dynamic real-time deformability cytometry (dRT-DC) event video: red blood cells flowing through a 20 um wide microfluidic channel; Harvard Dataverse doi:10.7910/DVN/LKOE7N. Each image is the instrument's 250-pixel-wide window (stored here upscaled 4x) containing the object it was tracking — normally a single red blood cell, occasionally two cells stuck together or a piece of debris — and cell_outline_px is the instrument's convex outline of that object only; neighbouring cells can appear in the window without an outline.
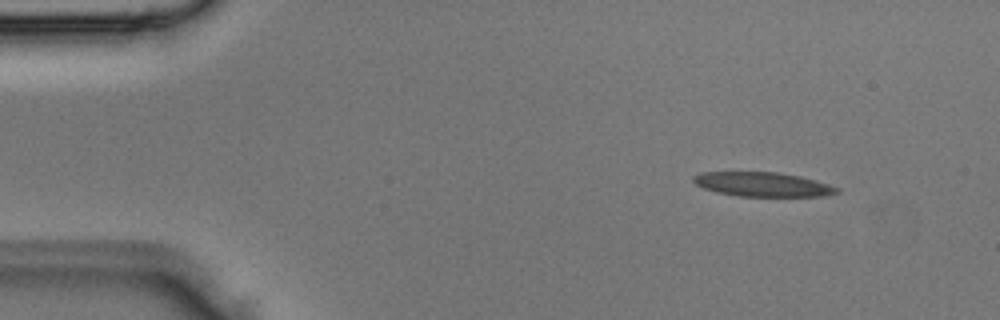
{"species": "Egyptian fruit bat (a non-hibernating species)", "species_latin": "Rousettus aegyptiacus", "temperature_condition": "room temperature", "stored_images_in_passage": 3, "camera_frame_rate_fps": 3000, "um_per_image_px": 0.085, "animal": {"sex": "male"}, "frame": {"image": 1, "passage_image": 1, "time_ms": 0.0, "image_size_px": [1000, 320], "cell_outline_px": [[840, 192], [824, 196], [740, 196], [716, 192], [704, 188], [696, 184], [692, 180], [692, 176], [700, 172], [780, 172], [800, 176], [816, 180], [840, 188]], "centroid_in_image_um": [64.84, 15.66], "position_along_channel_um": 20.2, "area_um2": 20.4}}